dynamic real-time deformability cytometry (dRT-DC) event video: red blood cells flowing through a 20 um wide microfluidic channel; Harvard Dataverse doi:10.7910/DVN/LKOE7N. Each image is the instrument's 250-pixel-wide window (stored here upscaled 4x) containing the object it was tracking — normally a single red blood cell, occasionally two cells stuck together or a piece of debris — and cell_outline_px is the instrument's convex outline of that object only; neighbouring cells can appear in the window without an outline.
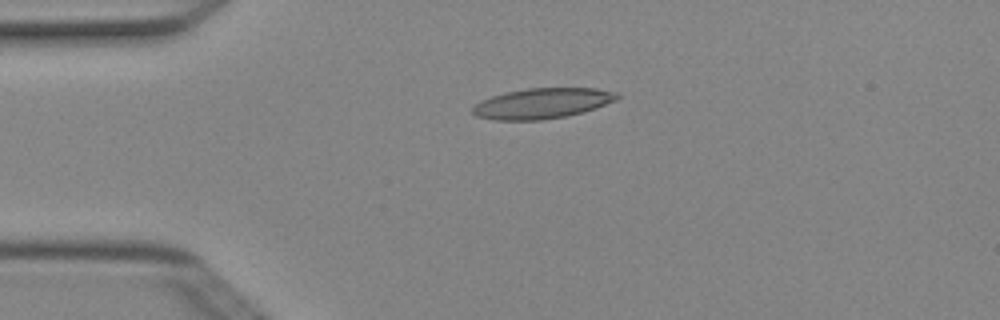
{"species": "Egyptian fruit bat (a non-hibernating species)", "species_latin": "Rousettus aegyptiacus", "temperature_condition": "cold", "stored_images_in_passage": 3, "camera_frame_rate_fps": 3000, "um_per_image_px": 0.085, "animal": {"sex": "female"}, "frame": {"image": 1, "passage_image": 3, "time_ms": 0.667, "image_size_px": [1000, 320], "cell_outline_px": [[620, 96], [616, 100], [596, 108], [584, 112], [544, 120], [492, 120], [476, 116], [472, 112], [472, 108], [480, 100], [504, 92], [528, 88], [596, 88], [616, 92]], "centroid_in_image_um": [46.07, 8.78], "position_along_channel_um": 38.9, "area_um2": 25.72}}